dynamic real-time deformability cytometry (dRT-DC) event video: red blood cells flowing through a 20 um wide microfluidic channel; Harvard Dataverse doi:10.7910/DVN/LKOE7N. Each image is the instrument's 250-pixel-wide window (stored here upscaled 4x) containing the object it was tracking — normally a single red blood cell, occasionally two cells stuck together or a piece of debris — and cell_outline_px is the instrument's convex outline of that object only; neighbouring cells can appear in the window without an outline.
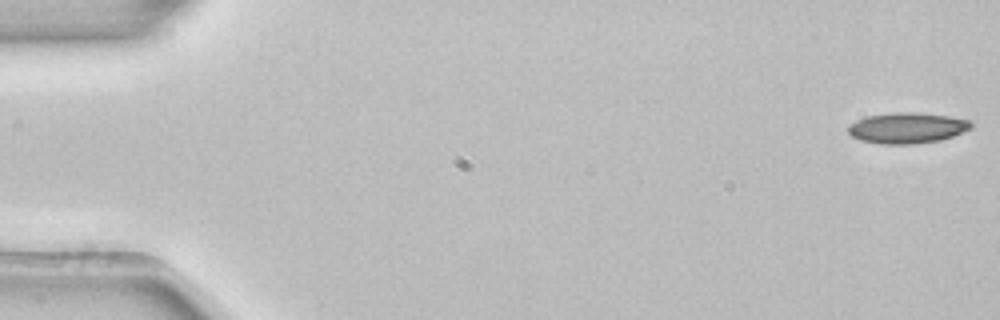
{"species": "common noctule bat (a hibernating species)", "species_latin": "Nyctalus noctula", "temperature_condition": "room temperature", "stored_images_in_passage": 5, "segment_of_instrument_passage": [1, 2], "camera_frame_rate_fps": 3000, "um_per_image_px": 0.085, "animal": {"sex": "female", "body_mass_g": 22.7, "forearm_length_mm": 54.2}, "frame": {"image": 1, "passage_image": 1, "time_ms": 0.0, "image_size_px": [1000, 320], "cell_outline_px": [[972, 128], [952, 136], [940, 140], [916, 144], [880, 144], [860, 140], [852, 136], [848, 132], [848, 124], [856, 120], [868, 116], [892, 112], [916, 112], [948, 116], [968, 120], [972, 124]], "centroid_in_image_um": [77.07, 10.87], "position_along_channel_um": 7.9, "area_um2": 22.08}}